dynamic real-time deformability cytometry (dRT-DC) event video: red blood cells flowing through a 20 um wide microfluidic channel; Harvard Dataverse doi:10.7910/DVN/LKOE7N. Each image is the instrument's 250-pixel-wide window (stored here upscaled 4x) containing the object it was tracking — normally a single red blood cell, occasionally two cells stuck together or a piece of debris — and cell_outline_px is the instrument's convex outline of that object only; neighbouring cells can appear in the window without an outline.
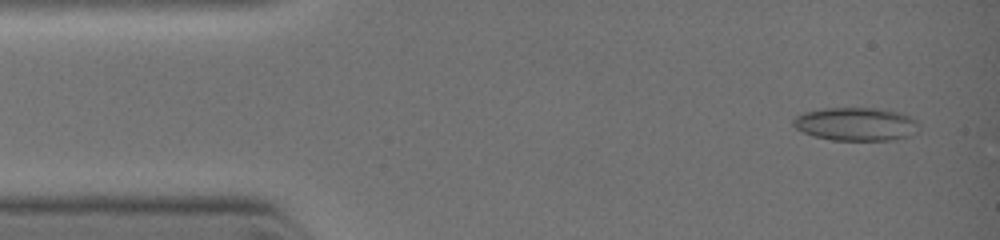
{"species": "common noctule bat (a hibernating species)", "species_latin": "Nyctalus noctula", "temperature_condition": "warm", "stored_images_in_passage": 2, "camera_frame_rate_fps": 3000, "um_per_image_px": 0.085, "animal": {"sex": "female", "body_mass_g": 19.0, "forearm_length_mm": 51.5}, "frame": {"image": 1, "passage_image": 1, "time_ms": 0.0, "image_size_px": [1000, 240], "cell_outline_px": [[920, 124], [916, 132], [908, 136], [892, 140], [832, 140], [812, 136], [796, 128], [792, 124], [792, 120], [796, 116], [804, 112], [824, 108], [880, 108], [900, 112], [916, 120]], "centroid_in_image_um": [72.76, 10.54], "position_along_channel_um": 12.2, "area_um2": 24.51}}